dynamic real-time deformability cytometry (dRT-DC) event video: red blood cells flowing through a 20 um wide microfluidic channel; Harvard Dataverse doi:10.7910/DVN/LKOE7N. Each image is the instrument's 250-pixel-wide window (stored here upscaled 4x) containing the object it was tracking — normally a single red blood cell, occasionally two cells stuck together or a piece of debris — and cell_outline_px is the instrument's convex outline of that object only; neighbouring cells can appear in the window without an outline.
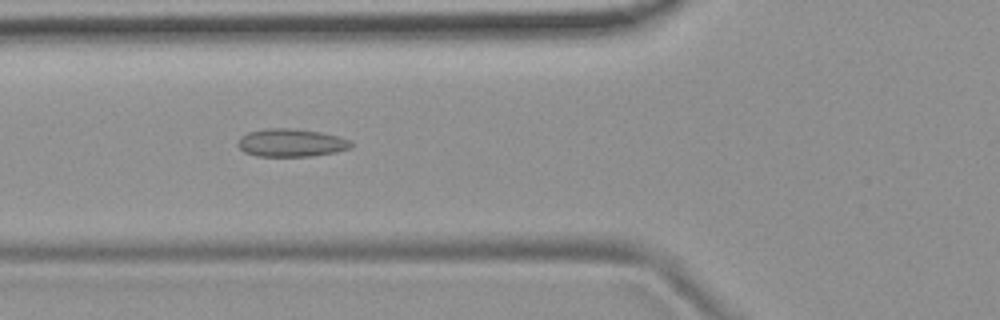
{"species": "common noctule bat (a hibernating species)", "species_latin": "Nyctalus noctula", "temperature_condition": "room temperature", "stored_images_in_passage": 53, "camera_frame_rate_fps": 3000, "um_per_image_px": 0.085, "animal": {"sex": "female", "body_mass_g": 19.9}, "frame": {"image": 1, "passage_image": 20, "time_ms": 6.333, "image_size_px": [1000, 320], "cell_outline_px": [[352, 148], [336, 152], [312, 156], [256, 156], [244, 152], [236, 144], [240, 136], [248, 132], [264, 128], [292, 128], [320, 132], [340, 136], [352, 140]], "centroid_in_image_um": [24.75, 12.13], "position_along_channel_um": 101.0, "area_um2": 18.73}}
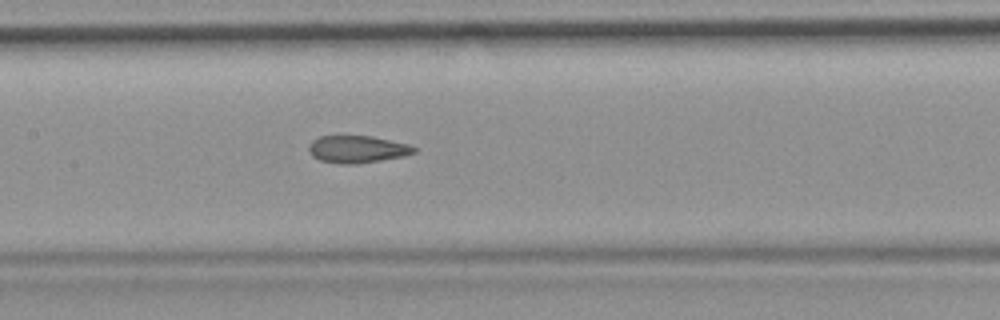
{"frame": {"image": 2, "passage_image": 26, "time_ms": 8.333, "image_size_px": [1000, 320], "cell_outline_px": [[416, 152], [404, 156], [356, 164], [340, 164], [320, 160], [312, 156], [308, 152], [308, 144], [312, 140], [320, 136], [372, 136], [408, 144], [416, 148]], "centroid_in_image_um": [30.33, 12.68], "position_along_channel_um": 177.1, "area_um2": 16.76}}
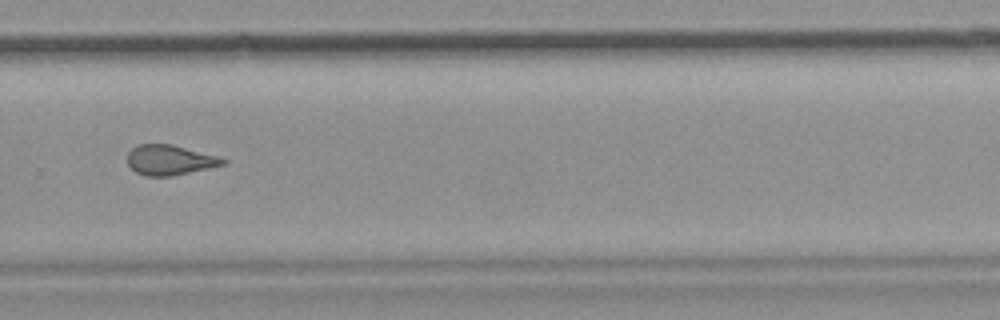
{"frame": {"image": 3, "passage_image": 37, "time_ms": 12.0, "image_size_px": [1000, 320], "cell_outline_px": [[228, 160], [224, 164], [208, 168], [172, 176], [144, 176], [136, 172], [128, 164], [128, 152], [136, 144], [168, 144], [216, 156]], "centroid_in_image_um": [14.38, 13.61], "position_along_channel_um": 315.4, "area_um2": 16.42}, "authors_computed_cell_mechanics": {"area_um2": 17.629, "velocity_mm_per_s": 3.7941, "shape_relaxation_time_tau1_ms": null, "shape_relaxation_time_tau2_ms": 2.1367, "deformation_change_tau1": null, "deformation_change_tau2": 0.1055}}